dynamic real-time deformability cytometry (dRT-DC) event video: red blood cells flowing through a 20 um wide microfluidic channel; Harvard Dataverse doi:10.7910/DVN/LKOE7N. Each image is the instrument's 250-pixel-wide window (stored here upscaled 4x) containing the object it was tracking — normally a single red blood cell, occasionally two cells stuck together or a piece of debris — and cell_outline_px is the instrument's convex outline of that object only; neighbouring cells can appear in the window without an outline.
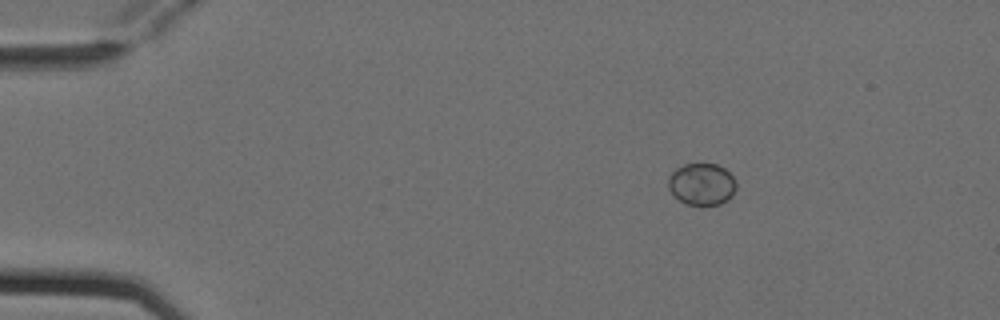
{"species": "Egyptian fruit bat (a non-hibernating species)", "species_latin": "Rousettus aegyptiacus", "temperature_condition": "cold", "stored_images_in_passage": 4, "camera_frame_rate_fps": 3000, "um_per_image_px": 0.085, "animal": {"sex": "female"}, "frame": {"image": 1, "passage_image": 1, "time_ms": 0.0, "image_size_px": [1000, 320], "cell_outline_px": [[736, 188], [732, 196], [728, 200], [720, 204], [700, 208], [684, 204], [668, 188], [668, 176], [676, 168], [684, 164], [716, 164], [724, 168], [736, 180]], "centroid_in_image_um": [59.65, 15.7], "position_along_channel_um": 25.3, "area_um2": 17.05}}
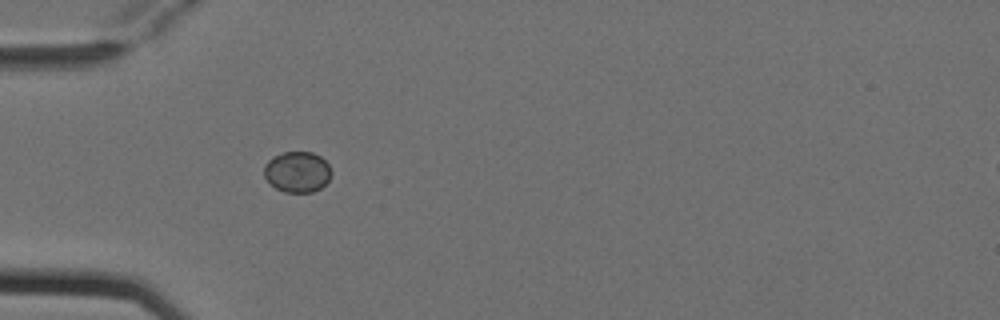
{"frame": {"image": 2, "passage_image": 3, "time_ms": 0.667, "image_size_px": [1000, 320], "cell_outline_px": [[332, 172], [328, 180], [320, 188], [312, 192], [284, 192], [276, 188], [264, 176], [264, 164], [272, 156], [284, 152], [312, 152], [320, 156], [328, 164]], "centroid_in_image_um": [25.26, 14.6], "position_along_channel_um": 59.7, "area_um2": 15.95}}
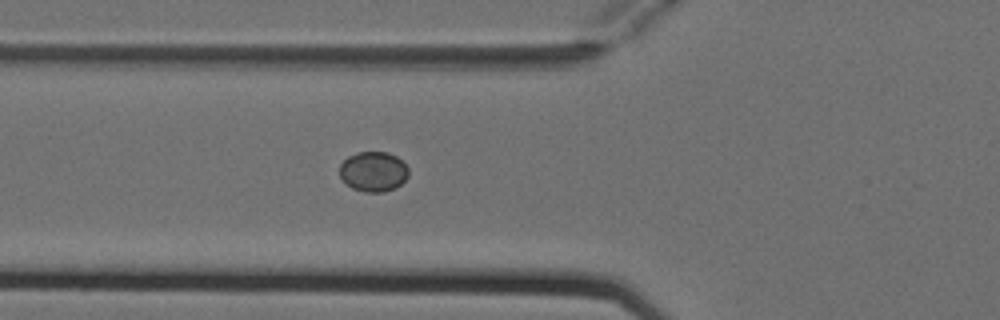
{"frame": {"image": 3, "passage_image": 4, "time_ms": 1.0, "image_size_px": [1000, 320], "cell_outline_px": [[408, 176], [396, 188], [384, 192], [364, 192], [352, 188], [340, 176], [340, 164], [348, 156], [356, 152], [388, 152], [396, 156], [408, 168]], "centroid_in_image_um": [31.73, 14.58], "position_along_channel_um": 94.1, "area_um2": 16.01}}